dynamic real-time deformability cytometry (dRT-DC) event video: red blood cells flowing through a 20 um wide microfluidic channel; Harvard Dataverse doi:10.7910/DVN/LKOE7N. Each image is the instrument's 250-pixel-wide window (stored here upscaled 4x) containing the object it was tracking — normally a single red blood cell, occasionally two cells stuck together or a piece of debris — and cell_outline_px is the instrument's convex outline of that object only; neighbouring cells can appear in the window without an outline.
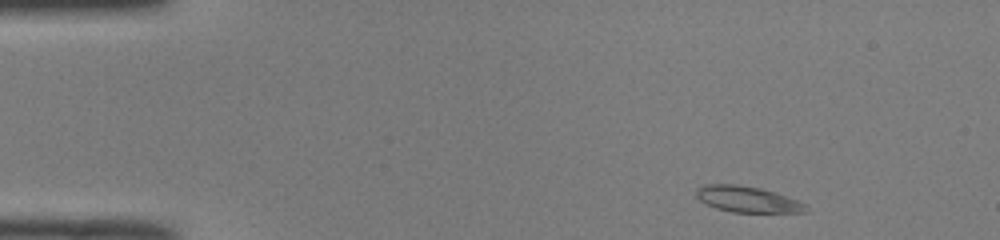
{"species": "common noctule bat (a hibernating species)", "species_latin": "Nyctalus noctula", "temperature_condition": "room temperature", "stored_images_in_passage": 45, "camera_frame_rate_fps": 3000, "um_per_image_px": 0.085, "animal": {"sex": "male", "body_mass_g": 19.0, "forearm_length_mm": 50.8}, "frame": {"image": 1, "passage_image": 1, "time_ms": 0.0, "image_size_px": [1000, 240], "cell_outline_px": [[808, 212], [732, 212], [716, 208], [700, 200], [696, 196], [696, 188], [704, 184], [736, 184], [760, 188], [776, 192], [796, 200], [804, 204], [808, 208]], "centroid_in_image_um": [63.51, 16.93], "position_along_channel_um": 21.5, "area_um2": 16.53}}
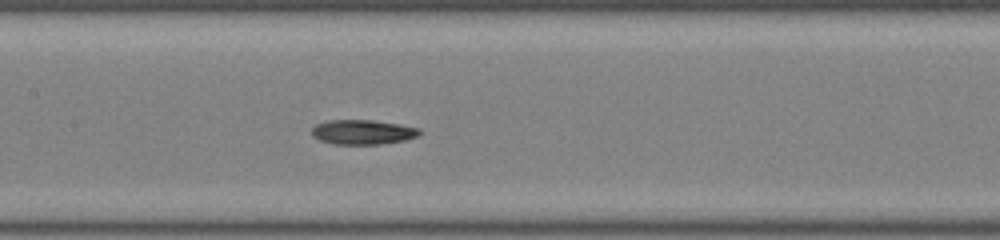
{"frame": {"image": 2, "passage_image": 19, "time_ms": 6.0, "image_size_px": [1000, 240], "cell_outline_px": [[420, 132], [416, 136], [404, 140], [380, 144], [336, 144], [320, 140], [312, 136], [312, 128], [316, 124], [328, 120], [372, 120], [400, 124], [420, 128]], "centroid_in_image_um": [30.81, 11.22], "position_along_channel_um": 176.6, "area_um2": 15.37}}
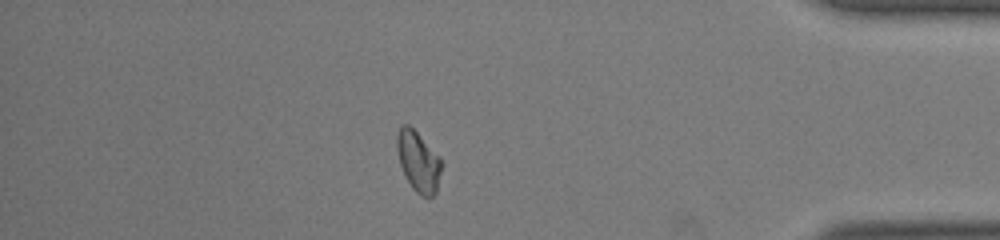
{"frame": {"image": 3, "passage_image": 38, "time_ms": 12.333, "image_size_px": [1000, 240], "cell_outline_px": [[444, 164], [436, 192], [432, 196], [420, 196], [412, 188], [400, 164], [396, 148], [396, 136], [400, 124], [408, 124], [440, 156]], "centroid_in_image_um": [35.58, 13.71], "position_along_channel_um": 399.6, "area_um2": 15.84}, "authors_computed_cell_mechanics": {"area_um2": 15.8372, "velocity_mm_per_s": 4.0638, "shape_relaxation_time_tau1_ms": null, "shape_relaxation_time_tau2_ms": 9.1975, "deformation_change_tau1": null, "deformation_change_tau2": 0.154}}